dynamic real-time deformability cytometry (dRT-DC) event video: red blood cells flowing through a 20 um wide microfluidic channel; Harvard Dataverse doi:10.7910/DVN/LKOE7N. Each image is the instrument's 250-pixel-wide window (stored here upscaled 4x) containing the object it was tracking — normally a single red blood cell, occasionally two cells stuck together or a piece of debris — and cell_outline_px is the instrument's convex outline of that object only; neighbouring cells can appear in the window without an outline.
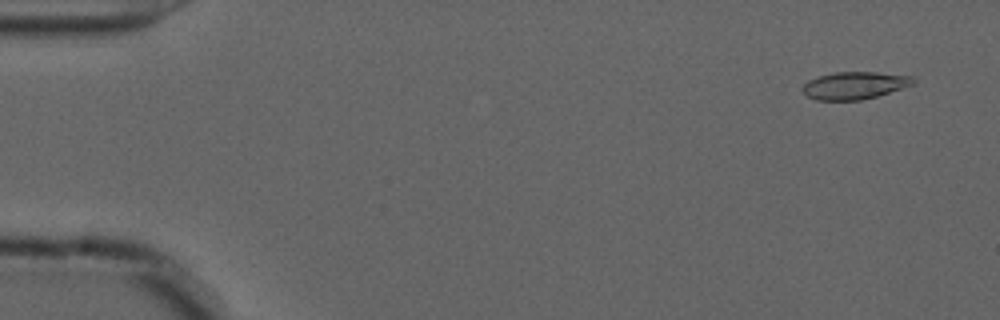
{"species": "common noctule bat (a hibernating species)", "species_latin": "Nyctalus noctula", "temperature_condition": "cold", "stored_images_in_passage": 55, "camera_frame_rate_fps": 3000, "um_per_image_px": 0.085, "animal": {"sex": "male", "forearm_length_mm": 52.5}, "frame": {"image": 1, "passage_image": 3, "time_ms": 0.667, "image_size_px": [1000, 320], "cell_outline_px": [[916, 84], [876, 96], [860, 100], [816, 100], [808, 96], [800, 88], [808, 80], [820, 76], [836, 72], [876, 72], [912, 76], [916, 80]], "centroid_in_image_um": [72.66, 7.26], "position_along_channel_um": 12.3, "area_um2": 17.63}}
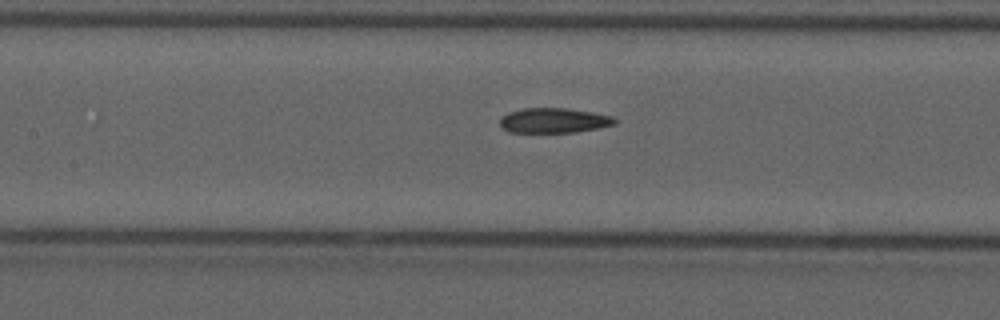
{"frame": {"image": 2, "passage_image": 25, "time_ms": 8.0, "image_size_px": [1000, 320], "cell_outline_px": [[616, 124], [600, 128], [576, 132], [508, 132], [500, 124], [500, 120], [508, 112], [524, 108], [568, 108], [592, 112], [612, 116], [616, 120]], "centroid_in_image_um": [47.11, 10.24], "position_along_channel_um": 160.3, "area_um2": 16.65}}
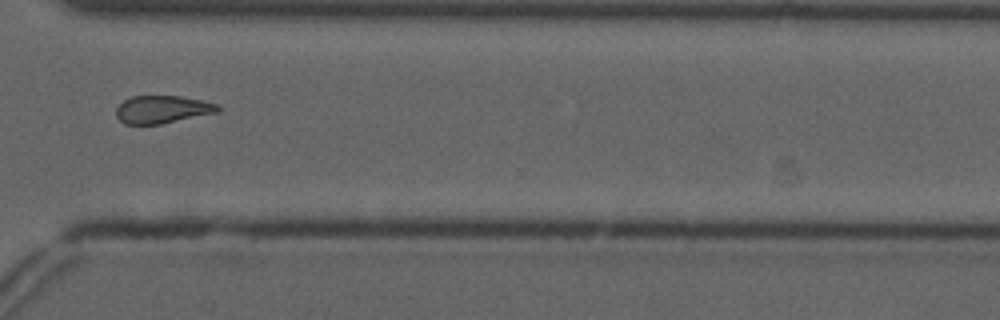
{"frame": {"image": 3, "passage_image": 41, "time_ms": 13.333, "image_size_px": [1000, 320], "cell_outline_px": [[220, 112], [160, 124], [124, 124], [116, 116], [116, 108], [124, 100], [132, 96], [180, 96], [220, 104]], "centroid_in_image_um": [13.82, 9.3], "position_along_channel_um": 356.8, "area_um2": 16.47}, "authors_computed_cell_mechanics": {"area_um2": 17.2822, "velocity_mm_per_s": 3.6982, "shape_relaxation_time_tau1_ms": null, "shape_relaxation_time_tau2_ms": 4.1934, "deformation_change_tau1": null, "deformation_change_tau2": 0.1218}}